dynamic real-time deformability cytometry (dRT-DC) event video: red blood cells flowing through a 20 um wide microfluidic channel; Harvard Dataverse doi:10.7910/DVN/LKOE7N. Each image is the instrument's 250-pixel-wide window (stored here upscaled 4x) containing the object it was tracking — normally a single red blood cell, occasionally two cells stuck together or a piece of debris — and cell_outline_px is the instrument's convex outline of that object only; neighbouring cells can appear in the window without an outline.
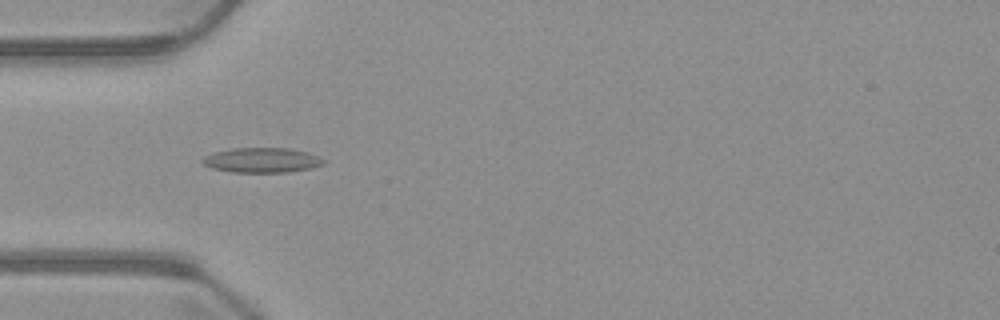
{"species": "common noctule bat (a hibernating species)", "species_latin": "Nyctalus noctula", "temperature_condition": "warm", "stored_images_in_passage": 8, "camera_frame_rate_fps": 3000, "um_per_image_px": 0.085, "animal": {"sex": "male", "body_mass_g": 23.1, "forearm_length_mm": 52.7}, "frame": {"image": 1, "passage_image": 5, "time_ms": 4.667, "image_size_px": [1000, 320], "cell_outline_px": [[324, 164], [312, 168], [288, 172], [232, 172], [212, 168], [204, 164], [200, 160], [204, 156], [212, 152], [232, 148], [288, 148], [308, 152], [324, 160]], "centroid_in_image_um": [22.23, 13.61], "position_along_channel_um": 62.8, "area_um2": 17.57}}
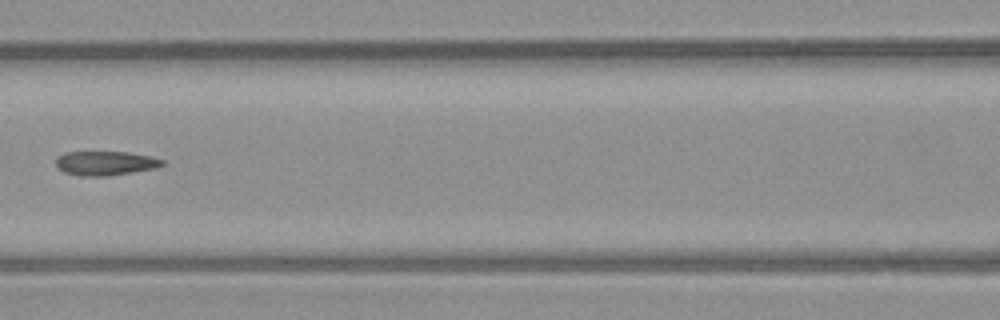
{"frame": {"image": 2, "passage_image": 7, "time_ms": 7.0, "image_size_px": [1000, 320], "cell_outline_px": [[168, 164], [156, 168], [108, 176], [80, 176], [64, 172], [56, 168], [56, 156], [64, 152], [128, 152], [152, 156], [164, 160]], "centroid_in_image_um": [8.97, 13.87], "position_along_channel_um": 157.6, "area_um2": 15.32}}
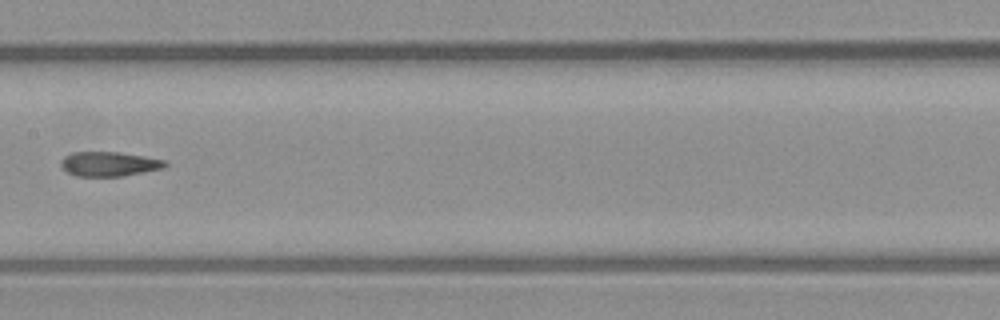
{"frame": {"image": 3, "passage_image": 8, "time_ms": 8.0, "image_size_px": [1000, 320], "cell_outline_px": [[168, 164], [164, 168], [124, 176], [76, 176], [68, 172], [60, 164], [60, 160], [64, 156], [72, 152], [120, 152], [144, 156], [164, 160]], "centroid_in_image_um": [9.27, 13.93], "position_along_channel_um": 198.1, "area_um2": 14.91}}